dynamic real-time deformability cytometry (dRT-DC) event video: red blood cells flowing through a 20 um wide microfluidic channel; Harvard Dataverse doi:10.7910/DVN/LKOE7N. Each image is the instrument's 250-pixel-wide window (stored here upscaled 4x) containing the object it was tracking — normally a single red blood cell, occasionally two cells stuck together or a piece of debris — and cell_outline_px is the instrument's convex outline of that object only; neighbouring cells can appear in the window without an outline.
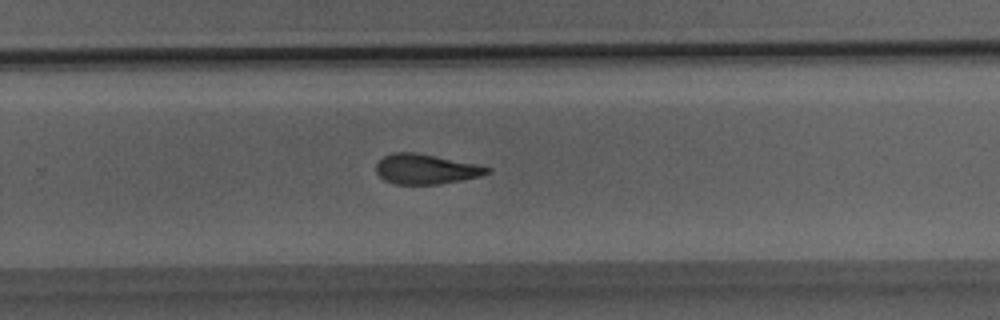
{"species": "Egyptian fruit bat (a non-hibernating species)", "species_latin": "Rousettus aegyptiacus", "temperature_condition": "room temperature", "stored_images_in_passage": 36, "camera_frame_rate_fps": 3000, "um_per_image_px": 0.085, "animal": {"sex": "male"}, "frame": {"image": 1, "passage_image": 24, "time_ms": 7.667, "image_size_px": [1000, 320], "cell_outline_px": [[492, 172], [480, 176], [440, 184], [396, 184], [384, 180], [376, 172], [376, 164], [384, 156], [392, 152], [416, 152], [476, 164], [492, 168]], "centroid_in_image_um": [36.2, 14.37], "position_along_channel_um": 293.6, "area_um2": 19.36}}
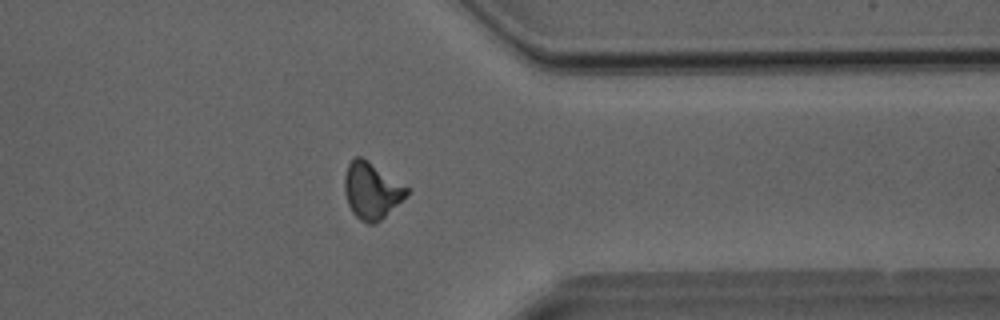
{"frame": {"image": 2, "passage_image": 29, "time_ms": 9.333, "image_size_px": [1000, 320], "cell_outline_px": [[408, 196], [376, 224], [368, 224], [360, 220], [352, 212], [348, 204], [344, 192], [344, 176], [348, 164], [356, 156], [360, 156], [408, 188]], "centroid_in_image_um": [31.57, 16.24], "position_along_channel_um": 379.8, "area_um2": 20.23}}
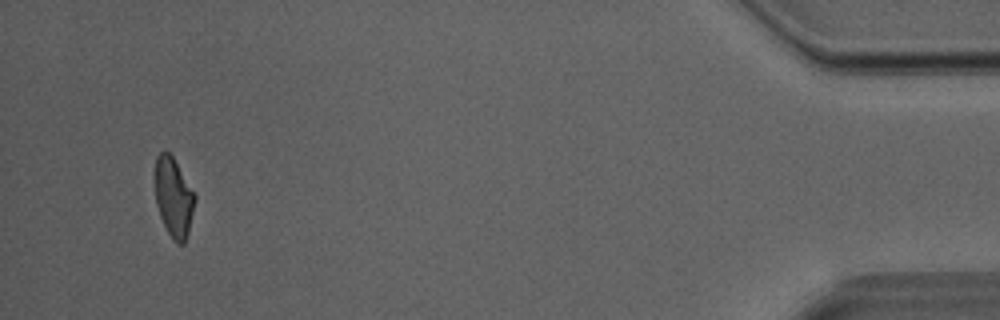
{"frame": {"image": 3, "passage_image": 35, "time_ms": 11.333, "image_size_px": [1000, 320], "cell_outline_px": [[196, 200], [188, 232], [184, 244], [176, 244], [172, 240], [160, 216], [156, 204], [156, 156], [164, 148], [172, 156], [196, 196]], "centroid_in_image_um": [14.76, 16.79], "position_along_channel_um": 420.4, "area_um2": 18.21}}